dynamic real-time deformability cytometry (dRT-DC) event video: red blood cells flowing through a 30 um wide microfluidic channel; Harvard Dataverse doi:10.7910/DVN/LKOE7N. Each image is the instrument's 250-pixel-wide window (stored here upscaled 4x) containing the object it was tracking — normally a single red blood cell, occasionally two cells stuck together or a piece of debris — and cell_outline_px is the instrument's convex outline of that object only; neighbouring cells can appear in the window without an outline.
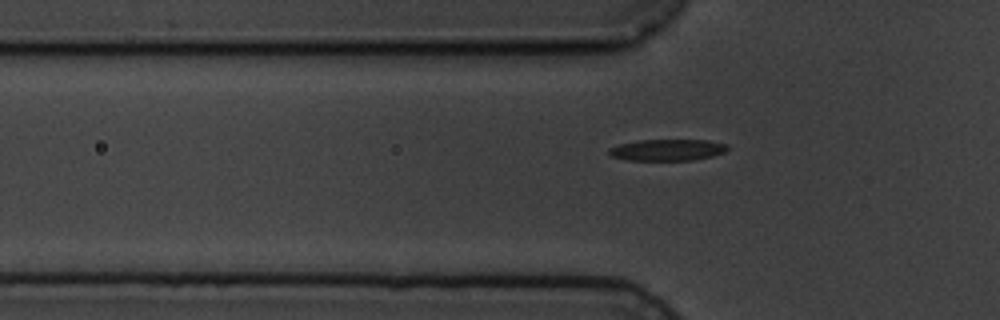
{"species": "common noctule bat (a hibernating species)", "species_latin": "Nyctalus noctula", "temperature_condition": "cold", "stored_images_in_passage": 5, "segment_of_instrument_passage": [2, 2], "camera_frame_rate_fps": 3000, "um_per_image_px": 0.085, "animal": {"sex": "male", "body_mass_g": 19.5, "forearm_length_mm": 54.6}, "frame": {"image": 1, "passage_image": 5, "time_ms": 4.667, "image_size_px": [1000, 320], "cell_outline_px": [[728, 148], [724, 152], [712, 156], [692, 160], [628, 160], [612, 156], [608, 152], [608, 148], [620, 144], [640, 140], [708, 140], [728, 144]], "centroid_in_image_um": [56.74, 12.74], "position_along_channel_um": 69.1, "area_um2": 14.74}}